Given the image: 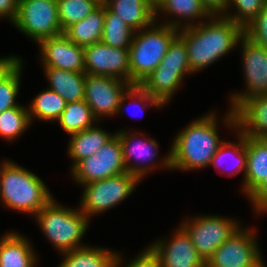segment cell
Returning <instances> with one entry per match:
<instances>
[{
    "label": "cell",
    "mask_w": 267,
    "mask_h": 267,
    "mask_svg": "<svg viewBox=\"0 0 267 267\" xmlns=\"http://www.w3.org/2000/svg\"><path fill=\"white\" fill-rule=\"evenodd\" d=\"M22 61L0 82V114L20 104L15 102L20 85Z\"/></svg>",
    "instance_id": "836d02e7"
},
{
    "label": "cell",
    "mask_w": 267,
    "mask_h": 267,
    "mask_svg": "<svg viewBox=\"0 0 267 267\" xmlns=\"http://www.w3.org/2000/svg\"><path fill=\"white\" fill-rule=\"evenodd\" d=\"M85 73L108 76L130 83L129 48H115L103 42L84 47Z\"/></svg>",
    "instance_id": "7c38bea8"
},
{
    "label": "cell",
    "mask_w": 267,
    "mask_h": 267,
    "mask_svg": "<svg viewBox=\"0 0 267 267\" xmlns=\"http://www.w3.org/2000/svg\"><path fill=\"white\" fill-rule=\"evenodd\" d=\"M116 134L120 139L123 161L128 173L137 176L141 180V178L147 174L149 170H153L159 166L158 164H151L149 166L148 164L146 166L142 165L145 161H147V159L150 161L157 155L158 152H155L154 149L158 148V143L155 140L146 138L143 139L142 137L138 140L139 137L137 136V132L135 134H130L126 131H118ZM134 156V161L139 163L138 165L130 163V160H132Z\"/></svg>",
    "instance_id": "e0dca14e"
},
{
    "label": "cell",
    "mask_w": 267,
    "mask_h": 267,
    "mask_svg": "<svg viewBox=\"0 0 267 267\" xmlns=\"http://www.w3.org/2000/svg\"><path fill=\"white\" fill-rule=\"evenodd\" d=\"M244 35L254 44L267 49V3L259 14L244 28Z\"/></svg>",
    "instance_id": "d590c367"
},
{
    "label": "cell",
    "mask_w": 267,
    "mask_h": 267,
    "mask_svg": "<svg viewBox=\"0 0 267 267\" xmlns=\"http://www.w3.org/2000/svg\"><path fill=\"white\" fill-rule=\"evenodd\" d=\"M158 67L170 70H190L185 42L177 36Z\"/></svg>",
    "instance_id": "e575fe53"
},
{
    "label": "cell",
    "mask_w": 267,
    "mask_h": 267,
    "mask_svg": "<svg viewBox=\"0 0 267 267\" xmlns=\"http://www.w3.org/2000/svg\"><path fill=\"white\" fill-rule=\"evenodd\" d=\"M201 1L212 15L219 16L227 12L228 0H201Z\"/></svg>",
    "instance_id": "60d3db41"
},
{
    "label": "cell",
    "mask_w": 267,
    "mask_h": 267,
    "mask_svg": "<svg viewBox=\"0 0 267 267\" xmlns=\"http://www.w3.org/2000/svg\"><path fill=\"white\" fill-rule=\"evenodd\" d=\"M247 164L243 189L249 197L267 177V139L246 136Z\"/></svg>",
    "instance_id": "ac0fdd59"
},
{
    "label": "cell",
    "mask_w": 267,
    "mask_h": 267,
    "mask_svg": "<svg viewBox=\"0 0 267 267\" xmlns=\"http://www.w3.org/2000/svg\"><path fill=\"white\" fill-rule=\"evenodd\" d=\"M49 89L57 92L66 103L79 102L85 97V72H73L44 66Z\"/></svg>",
    "instance_id": "ffe728a7"
},
{
    "label": "cell",
    "mask_w": 267,
    "mask_h": 267,
    "mask_svg": "<svg viewBox=\"0 0 267 267\" xmlns=\"http://www.w3.org/2000/svg\"><path fill=\"white\" fill-rule=\"evenodd\" d=\"M141 180L128 172L84 184L80 210L90 218L127 198Z\"/></svg>",
    "instance_id": "52a82bcc"
},
{
    "label": "cell",
    "mask_w": 267,
    "mask_h": 267,
    "mask_svg": "<svg viewBox=\"0 0 267 267\" xmlns=\"http://www.w3.org/2000/svg\"><path fill=\"white\" fill-rule=\"evenodd\" d=\"M131 86L122 79L86 74L84 100L99 121L101 116H114L122 111Z\"/></svg>",
    "instance_id": "ba28073f"
},
{
    "label": "cell",
    "mask_w": 267,
    "mask_h": 267,
    "mask_svg": "<svg viewBox=\"0 0 267 267\" xmlns=\"http://www.w3.org/2000/svg\"><path fill=\"white\" fill-rule=\"evenodd\" d=\"M161 267H206L205 260L197 253L188 233L180 227L171 240L157 241L149 246Z\"/></svg>",
    "instance_id": "9a60e30c"
},
{
    "label": "cell",
    "mask_w": 267,
    "mask_h": 267,
    "mask_svg": "<svg viewBox=\"0 0 267 267\" xmlns=\"http://www.w3.org/2000/svg\"><path fill=\"white\" fill-rule=\"evenodd\" d=\"M155 24L156 21L149 27L134 32L129 47L130 84L132 86L140 85L160 65L170 44L179 34V30L174 27Z\"/></svg>",
    "instance_id": "277c9868"
},
{
    "label": "cell",
    "mask_w": 267,
    "mask_h": 267,
    "mask_svg": "<svg viewBox=\"0 0 267 267\" xmlns=\"http://www.w3.org/2000/svg\"><path fill=\"white\" fill-rule=\"evenodd\" d=\"M128 98L129 99H135L139 105L141 106L140 109L144 110V106L146 101L151 106H156L157 108L163 107V105L154 97H152L149 93L145 92L139 85L131 86L128 90ZM144 102V106H143ZM134 109V108H133ZM141 110V111H143Z\"/></svg>",
    "instance_id": "8d00e7d4"
},
{
    "label": "cell",
    "mask_w": 267,
    "mask_h": 267,
    "mask_svg": "<svg viewBox=\"0 0 267 267\" xmlns=\"http://www.w3.org/2000/svg\"><path fill=\"white\" fill-rule=\"evenodd\" d=\"M181 227L188 233L197 253L205 262L240 228L237 221L215 215L183 221Z\"/></svg>",
    "instance_id": "9c48e42d"
},
{
    "label": "cell",
    "mask_w": 267,
    "mask_h": 267,
    "mask_svg": "<svg viewBox=\"0 0 267 267\" xmlns=\"http://www.w3.org/2000/svg\"><path fill=\"white\" fill-rule=\"evenodd\" d=\"M126 267H161L157 256L148 247L140 255L131 260Z\"/></svg>",
    "instance_id": "f35d334b"
},
{
    "label": "cell",
    "mask_w": 267,
    "mask_h": 267,
    "mask_svg": "<svg viewBox=\"0 0 267 267\" xmlns=\"http://www.w3.org/2000/svg\"><path fill=\"white\" fill-rule=\"evenodd\" d=\"M242 43L243 69L247 91L231 96V110L234 111L244 100L267 95V49L254 44L245 35L240 39Z\"/></svg>",
    "instance_id": "4fadbf2b"
},
{
    "label": "cell",
    "mask_w": 267,
    "mask_h": 267,
    "mask_svg": "<svg viewBox=\"0 0 267 267\" xmlns=\"http://www.w3.org/2000/svg\"><path fill=\"white\" fill-rule=\"evenodd\" d=\"M31 125L28 108L18 105L0 114V136L7 140L19 137Z\"/></svg>",
    "instance_id": "1f68e13d"
},
{
    "label": "cell",
    "mask_w": 267,
    "mask_h": 267,
    "mask_svg": "<svg viewBox=\"0 0 267 267\" xmlns=\"http://www.w3.org/2000/svg\"><path fill=\"white\" fill-rule=\"evenodd\" d=\"M248 198L252 201L257 213L267 212V177Z\"/></svg>",
    "instance_id": "74e56055"
},
{
    "label": "cell",
    "mask_w": 267,
    "mask_h": 267,
    "mask_svg": "<svg viewBox=\"0 0 267 267\" xmlns=\"http://www.w3.org/2000/svg\"><path fill=\"white\" fill-rule=\"evenodd\" d=\"M53 199L35 215L43 233L62 253L85 247L79 243L88 229L89 218L80 209L60 206Z\"/></svg>",
    "instance_id": "5b68a950"
},
{
    "label": "cell",
    "mask_w": 267,
    "mask_h": 267,
    "mask_svg": "<svg viewBox=\"0 0 267 267\" xmlns=\"http://www.w3.org/2000/svg\"><path fill=\"white\" fill-rule=\"evenodd\" d=\"M21 62L16 56L0 58V82Z\"/></svg>",
    "instance_id": "b9f144b4"
},
{
    "label": "cell",
    "mask_w": 267,
    "mask_h": 267,
    "mask_svg": "<svg viewBox=\"0 0 267 267\" xmlns=\"http://www.w3.org/2000/svg\"><path fill=\"white\" fill-rule=\"evenodd\" d=\"M254 231L239 228L206 261V267H266Z\"/></svg>",
    "instance_id": "8fae6325"
},
{
    "label": "cell",
    "mask_w": 267,
    "mask_h": 267,
    "mask_svg": "<svg viewBox=\"0 0 267 267\" xmlns=\"http://www.w3.org/2000/svg\"><path fill=\"white\" fill-rule=\"evenodd\" d=\"M71 171L74 180L82 185L127 172L117 134L115 133L96 154L79 161Z\"/></svg>",
    "instance_id": "30bf717a"
},
{
    "label": "cell",
    "mask_w": 267,
    "mask_h": 267,
    "mask_svg": "<svg viewBox=\"0 0 267 267\" xmlns=\"http://www.w3.org/2000/svg\"><path fill=\"white\" fill-rule=\"evenodd\" d=\"M43 66L73 72H85L84 47L73 43L63 33L39 42Z\"/></svg>",
    "instance_id": "2e32d148"
},
{
    "label": "cell",
    "mask_w": 267,
    "mask_h": 267,
    "mask_svg": "<svg viewBox=\"0 0 267 267\" xmlns=\"http://www.w3.org/2000/svg\"><path fill=\"white\" fill-rule=\"evenodd\" d=\"M19 0H0V17H9L13 23L17 16Z\"/></svg>",
    "instance_id": "ab89813d"
},
{
    "label": "cell",
    "mask_w": 267,
    "mask_h": 267,
    "mask_svg": "<svg viewBox=\"0 0 267 267\" xmlns=\"http://www.w3.org/2000/svg\"><path fill=\"white\" fill-rule=\"evenodd\" d=\"M209 19L208 23L199 22L179 29L178 36L186 44L192 73L204 69L227 54L244 36V28L224 16L213 15Z\"/></svg>",
    "instance_id": "6da1fadb"
},
{
    "label": "cell",
    "mask_w": 267,
    "mask_h": 267,
    "mask_svg": "<svg viewBox=\"0 0 267 267\" xmlns=\"http://www.w3.org/2000/svg\"><path fill=\"white\" fill-rule=\"evenodd\" d=\"M216 119L215 113H210L180 131L161 166L184 171L210 166L211 159L224 142L217 133Z\"/></svg>",
    "instance_id": "7a4b0ae2"
},
{
    "label": "cell",
    "mask_w": 267,
    "mask_h": 267,
    "mask_svg": "<svg viewBox=\"0 0 267 267\" xmlns=\"http://www.w3.org/2000/svg\"><path fill=\"white\" fill-rule=\"evenodd\" d=\"M103 3L134 31L149 27L155 21L152 0H104Z\"/></svg>",
    "instance_id": "d6986e66"
},
{
    "label": "cell",
    "mask_w": 267,
    "mask_h": 267,
    "mask_svg": "<svg viewBox=\"0 0 267 267\" xmlns=\"http://www.w3.org/2000/svg\"><path fill=\"white\" fill-rule=\"evenodd\" d=\"M190 70H170L157 67L139 85L145 92L157 99L163 106L168 103Z\"/></svg>",
    "instance_id": "44dd1931"
},
{
    "label": "cell",
    "mask_w": 267,
    "mask_h": 267,
    "mask_svg": "<svg viewBox=\"0 0 267 267\" xmlns=\"http://www.w3.org/2000/svg\"><path fill=\"white\" fill-rule=\"evenodd\" d=\"M65 256L58 267H119L120 254L104 248L82 247L62 254Z\"/></svg>",
    "instance_id": "cb8c5ba5"
},
{
    "label": "cell",
    "mask_w": 267,
    "mask_h": 267,
    "mask_svg": "<svg viewBox=\"0 0 267 267\" xmlns=\"http://www.w3.org/2000/svg\"><path fill=\"white\" fill-rule=\"evenodd\" d=\"M102 2L100 0H57L62 32L83 20Z\"/></svg>",
    "instance_id": "f546056e"
},
{
    "label": "cell",
    "mask_w": 267,
    "mask_h": 267,
    "mask_svg": "<svg viewBox=\"0 0 267 267\" xmlns=\"http://www.w3.org/2000/svg\"><path fill=\"white\" fill-rule=\"evenodd\" d=\"M134 30L128 26L120 16L112 12L105 5V21L101 36V42L115 48H129Z\"/></svg>",
    "instance_id": "4316f807"
},
{
    "label": "cell",
    "mask_w": 267,
    "mask_h": 267,
    "mask_svg": "<svg viewBox=\"0 0 267 267\" xmlns=\"http://www.w3.org/2000/svg\"><path fill=\"white\" fill-rule=\"evenodd\" d=\"M13 24L35 42L61 35L57 0H19Z\"/></svg>",
    "instance_id": "8992f818"
},
{
    "label": "cell",
    "mask_w": 267,
    "mask_h": 267,
    "mask_svg": "<svg viewBox=\"0 0 267 267\" xmlns=\"http://www.w3.org/2000/svg\"><path fill=\"white\" fill-rule=\"evenodd\" d=\"M104 21L105 4L102 2L83 20L69 26L63 34L77 45H92L101 41Z\"/></svg>",
    "instance_id": "d4e9b609"
},
{
    "label": "cell",
    "mask_w": 267,
    "mask_h": 267,
    "mask_svg": "<svg viewBox=\"0 0 267 267\" xmlns=\"http://www.w3.org/2000/svg\"><path fill=\"white\" fill-rule=\"evenodd\" d=\"M155 21H157L158 12H164V14H173L177 16L179 20L165 21L164 24L174 27L176 29L187 28L194 26V21L199 18H209L213 15L203 5L201 0H157L155 3ZM181 18L189 20L188 23L185 21V26H182ZM191 20V21H190Z\"/></svg>",
    "instance_id": "7402d4cb"
},
{
    "label": "cell",
    "mask_w": 267,
    "mask_h": 267,
    "mask_svg": "<svg viewBox=\"0 0 267 267\" xmlns=\"http://www.w3.org/2000/svg\"><path fill=\"white\" fill-rule=\"evenodd\" d=\"M44 182L34 173L4 161L0 167V198L14 210L36 215L53 197Z\"/></svg>",
    "instance_id": "3957f363"
},
{
    "label": "cell",
    "mask_w": 267,
    "mask_h": 267,
    "mask_svg": "<svg viewBox=\"0 0 267 267\" xmlns=\"http://www.w3.org/2000/svg\"><path fill=\"white\" fill-rule=\"evenodd\" d=\"M239 141L238 143L226 142L224 141L217 152L211 159L210 165H214L216 168H220V164H222L226 159V157H232L237 159L233 164V168L231 175H235L236 173L244 171V175L246 174V164H247V152H246V136L242 135L240 132H237ZM224 160V161H223Z\"/></svg>",
    "instance_id": "4dcf8cb0"
},
{
    "label": "cell",
    "mask_w": 267,
    "mask_h": 267,
    "mask_svg": "<svg viewBox=\"0 0 267 267\" xmlns=\"http://www.w3.org/2000/svg\"><path fill=\"white\" fill-rule=\"evenodd\" d=\"M61 128L69 135L91 128L93 122L97 124V119L92 114L85 100L73 103H66V107L57 120Z\"/></svg>",
    "instance_id": "83f0119b"
},
{
    "label": "cell",
    "mask_w": 267,
    "mask_h": 267,
    "mask_svg": "<svg viewBox=\"0 0 267 267\" xmlns=\"http://www.w3.org/2000/svg\"><path fill=\"white\" fill-rule=\"evenodd\" d=\"M226 115L225 123L242 135L267 139V95L250 97Z\"/></svg>",
    "instance_id": "5bb4252c"
},
{
    "label": "cell",
    "mask_w": 267,
    "mask_h": 267,
    "mask_svg": "<svg viewBox=\"0 0 267 267\" xmlns=\"http://www.w3.org/2000/svg\"><path fill=\"white\" fill-rule=\"evenodd\" d=\"M102 128L93 126L80 132L71 134L68 154L73 159V168L79 161L96 154L99 149L107 143L114 134L104 131Z\"/></svg>",
    "instance_id": "484cf974"
},
{
    "label": "cell",
    "mask_w": 267,
    "mask_h": 267,
    "mask_svg": "<svg viewBox=\"0 0 267 267\" xmlns=\"http://www.w3.org/2000/svg\"><path fill=\"white\" fill-rule=\"evenodd\" d=\"M66 107V101L55 91L47 89L38 94L28 108L29 118L40 120H58Z\"/></svg>",
    "instance_id": "f1b7e54d"
},
{
    "label": "cell",
    "mask_w": 267,
    "mask_h": 267,
    "mask_svg": "<svg viewBox=\"0 0 267 267\" xmlns=\"http://www.w3.org/2000/svg\"><path fill=\"white\" fill-rule=\"evenodd\" d=\"M266 3L267 0H228L227 10L233 4L237 13L223 14L222 16L245 28L259 14Z\"/></svg>",
    "instance_id": "d6a6232c"
},
{
    "label": "cell",
    "mask_w": 267,
    "mask_h": 267,
    "mask_svg": "<svg viewBox=\"0 0 267 267\" xmlns=\"http://www.w3.org/2000/svg\"><path fill=\"white\" fill-rule=\"evenodd\" d=\"M26 237L12 232L0 239V267H34L36 255Z\"/></svg>",
    "instance_id": "603a6c76"
}]
</instances>
